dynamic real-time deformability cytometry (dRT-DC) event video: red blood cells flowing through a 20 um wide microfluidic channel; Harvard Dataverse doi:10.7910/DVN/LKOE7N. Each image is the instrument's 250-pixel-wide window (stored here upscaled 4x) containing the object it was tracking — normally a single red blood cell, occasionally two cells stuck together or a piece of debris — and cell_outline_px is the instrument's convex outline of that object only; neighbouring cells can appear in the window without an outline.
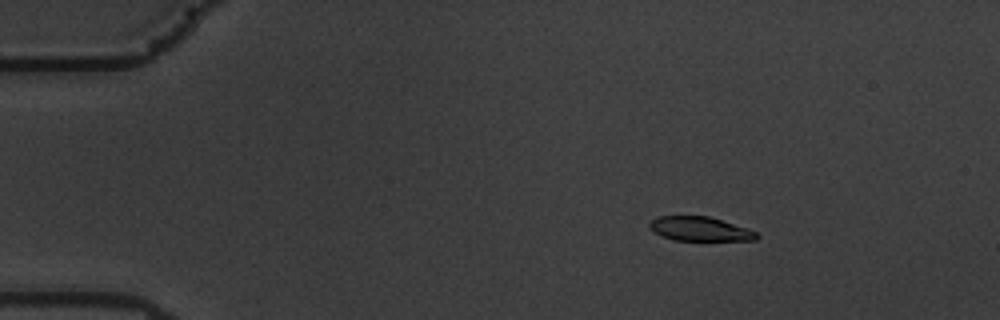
{"species": "common noctule bat (a hibernating species)", "species_latin": "Nyctalus noctula", "temperature_condition": "warm", "stored_images_in_passage": 59, "camera_frame_rate_fps": 3000, "um_per_image_px": 0.085, "animal": {"sex": "male", "body_mass_g": 19.5, "forearm_length_mm": 54.6}, "frame": {"image": 1, "passage_image": 10, "time_ms": 3.0, "image_size_px": [1000, 320], "cell_outline_px": [[760, 236], [756, 240], [672, 240], [648, 228], [648, 224], [652, 220], [660, 216], [708, 216], [748, 228], [756, 232]], "centroid_in_image_um": [59.51, 19.46], "position_along_channel_um": 25.5, "area_um2": 14.97}}
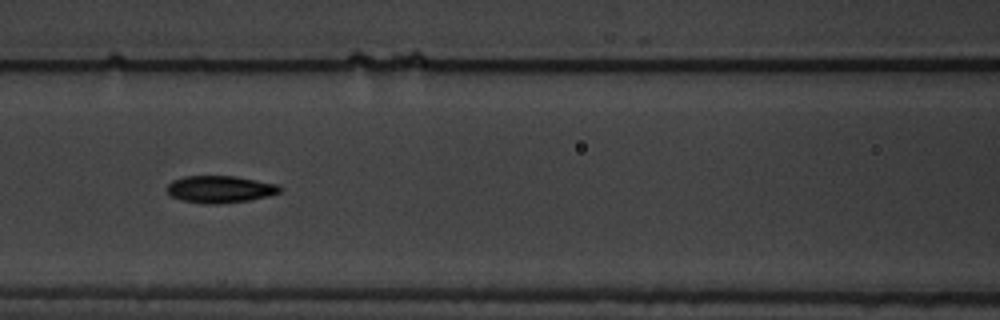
{"frame": {"image": 2, "passage_image": 27, "time_ms": 8.667, "image_size_px": [1000, 320], "cell_outline_px": [[284, 188], [280, 192], [268, 196], [248, 200], [216, 204], [204, 204], [180, 200], [172, 196], [168, 192], [168, 184], [172, 180], [184, 176], [236, 176], [276, 184]], "centroid_in_image_um": [18.7, 16.08], "position_along_channel_um": 147.9, "area_um2": 17.8}}
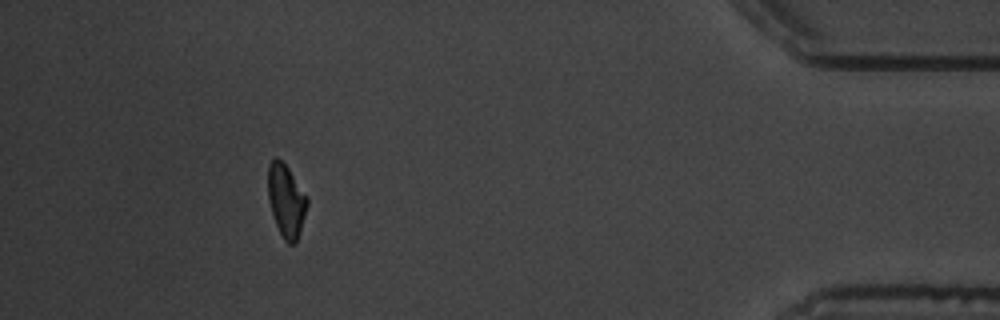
{"frame": {"image": 3, "passage_image": 54, "time_ms": 17.667, "image_size_px": [1000, 320], "cell_outline_px": [[308, 204], [296, 244], [288, 244], [284, 240], [276, 224], [268, 200], [268, 164], [276, 156], [288, 168], [308, 196]], "centroid_in_image_um": [24.33, 17.05], "position_along_channel_um": 410.9, "area_um2": 16.59}, "authors_computed_cell_mechanics": {"area_um2": 17.1666, "velocity_mm_per_s": 3.5162, "shape_relaxation_time_tau1_ms": 2.7954, "shape_relaxation_time_tau2_ms": 2.738, "deformation_change_tau1": 0.1505, "deformation_change_tau2": 0.0807}}